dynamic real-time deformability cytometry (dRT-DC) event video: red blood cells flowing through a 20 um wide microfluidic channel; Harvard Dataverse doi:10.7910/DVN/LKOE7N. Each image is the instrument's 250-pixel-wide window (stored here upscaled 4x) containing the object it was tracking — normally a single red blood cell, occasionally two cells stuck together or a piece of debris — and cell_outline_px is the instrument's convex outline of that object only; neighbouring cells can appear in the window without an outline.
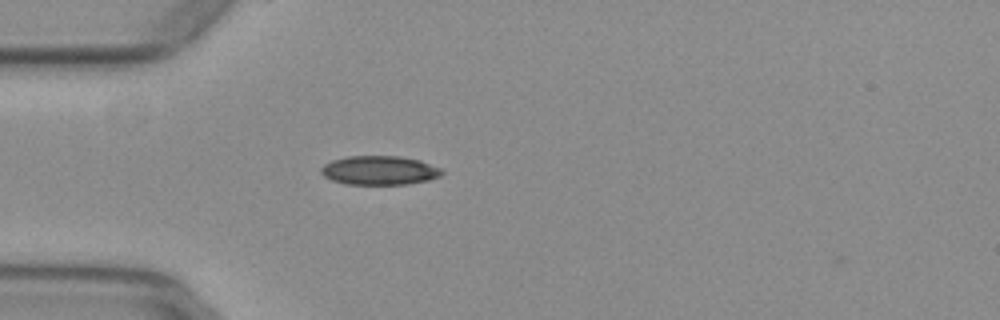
{"species": "common noctule bat (a hibernating species)", "species_latin": "Nyctalus noctula", "temperature_condition": "warm", "stored_images_in_passage": 38, "camera_frame_rate_fps": 3000, "um_per_image_px": 0.085, "animal": {"sex": "female", "body_mass_g": 29.2, "forearm_length_mm": 56.3}, "frame": {"image": 1, "passage_image": 1, "time_ms": 0.0, "image_size_px": [1000, 320], "cell_outline_px": [[444, 172], [440, 176], [428, 180], [408, 184], [344, 184], [332, 180], [324, 176], [320, 172], [320, 168], [324, 164], [332, 160], [348, 156], [400, 156], [420, 160], [440, 168]], "centroid_in_image_um": [32.24, 14.48], "position_along_channel_um": 52.8, "area_um2": 20.46}}
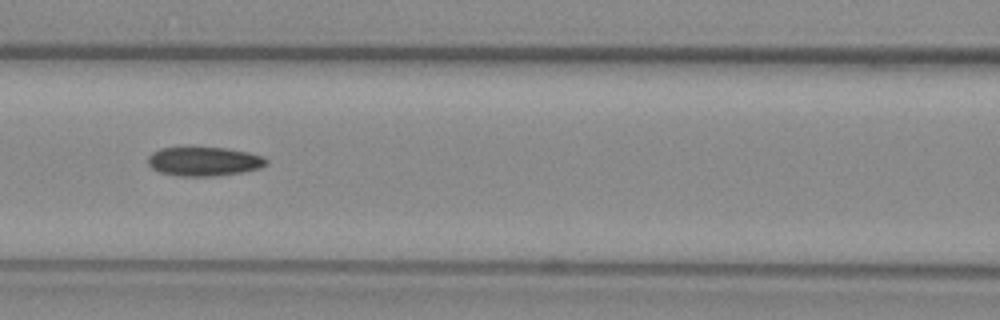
{"frame": {"image": 2, "passage_image": 9, "time_ms": 2.667, "image_size_px": [1000, 320], "cell_outline_px": [[268, 164], [260, 168], [240, 172], [216, 176], [176, 176], [160, 172], [152, 168], [148, 164], [148, 156], [152, 152], [160, 148], [224, 148], [248, 152], [264, 156], [268, 160]], "centroid_in_image_um": [17.34, 13.73], "position_along_channel_um": 149.3, "area_um2": 20.0}}
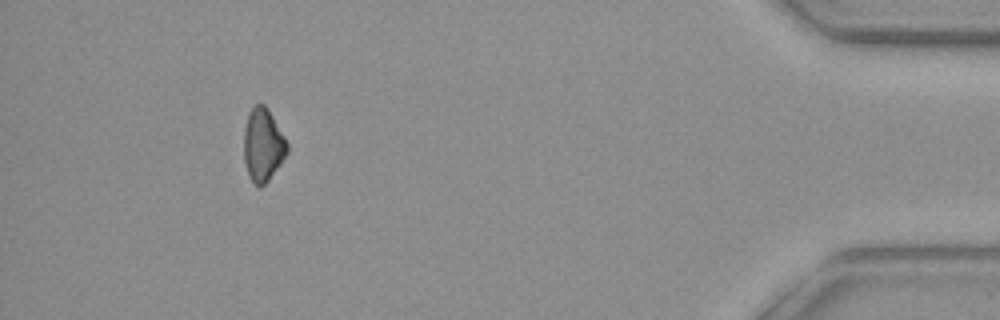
{"frame": {"image": 3, "passage_image": 34, "time_ms": 11.0, "image_size_px": [1000, 320], "cell_outline_px": [[288, 152], [280, 164], [268, 180], [260, 188], [252, 184], [248, 176], [244, 160], [244, 128], [248, 112], [256, 104], [264, 104], [268, 108], [284, 136], [288, 144]], "centroid_in_image_um": [22.33, 12.33], "position_along_channel_um": 412.9, "area_um2": 18.55}, "authors_computed_cell_mechanics": {"area_um2": 19.7387, "velocity_mm_per_s": 3.9485, "shape_relaxation_time_tau1_ms": null, "shape_relaxation_time_tau2_ms": 10.6365, "deformation_change_tau1": null, "deformation_change_tau2": 0.1497}}